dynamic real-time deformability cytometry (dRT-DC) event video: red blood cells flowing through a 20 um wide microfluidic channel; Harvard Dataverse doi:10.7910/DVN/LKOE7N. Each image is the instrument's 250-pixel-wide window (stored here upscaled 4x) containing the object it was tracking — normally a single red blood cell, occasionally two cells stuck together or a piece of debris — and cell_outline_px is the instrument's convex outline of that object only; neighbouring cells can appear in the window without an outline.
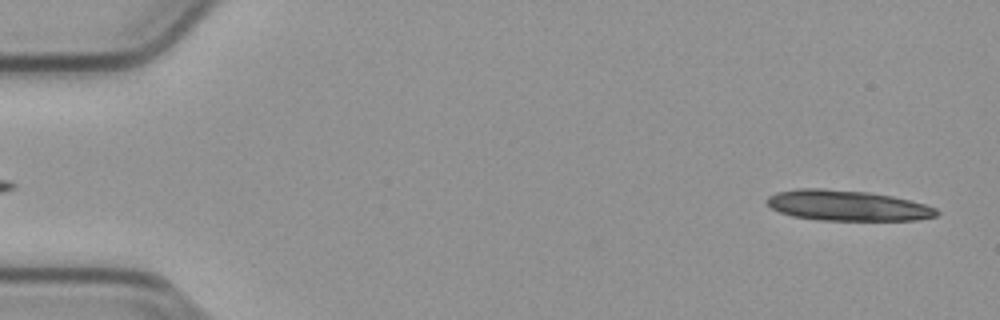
{"species": "common noctule bat (a hibernating species)", "species_latin": "Nyctalus noctula", "temperature_condition": "cold", "stored_images_in_passage": 15, "camera_frame_rate_fps": 3000, "um_per_image_px": 0.085, "animal": {"sex": "male", "body_mass_g": 23.1, "forearm_length_mm": 52.7}, "frame": {"image": 1, "passage_image": 2, "time_ms": 0.333, "image_size_px": [1000, 320], "cell_outline_px": [[940, 212], [936, 216], [916, 220], [820, 220], [792, 216], [780, 212], [772, 208], [764, 200], [768, 196], [776, 192], [796, 188], [824, 188], [868, 192], [892, 196], [924, 204], [936, 208]], "centroid_in_image_um": [71.98, 17.46], "position_along_channel_um": 13.0, "area_um2": 30.23}}